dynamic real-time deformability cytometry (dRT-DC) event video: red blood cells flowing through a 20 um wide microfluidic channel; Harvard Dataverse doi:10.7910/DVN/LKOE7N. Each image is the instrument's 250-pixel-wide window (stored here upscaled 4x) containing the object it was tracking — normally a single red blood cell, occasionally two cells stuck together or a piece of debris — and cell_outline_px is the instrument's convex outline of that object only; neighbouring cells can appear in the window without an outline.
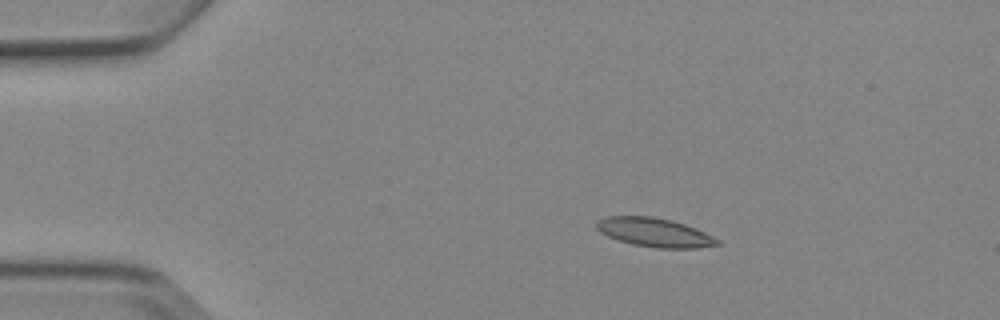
{"species": "Egyptian fruit bat (a non-hibernating species)", "species_latin": "Rousettus aegyptiacus", "temperature_condition": "cold", "stored_images_in_passage": 5, "camera_frame_rate_fps": 3000, "um_per_image_px": 0.085, "animal": {"sex": "female"}, "frame": {"image": 1, "passage_image": 3, "time_ms": 2.333, "image_size_px": [1000, 320], "cell_outline_px": [[720, 244], [696, 248], [656, 248], [632, 244], [616, 240], [600, 232], [596, 228], [596, 220], [608, 216], [652, 216], [672, 220], [696, 228], [720, 240]], "centroid_in_image_um": [55.61, 19.75], "position_along_channel_um": 29.4, "area_um2": 20.4}}
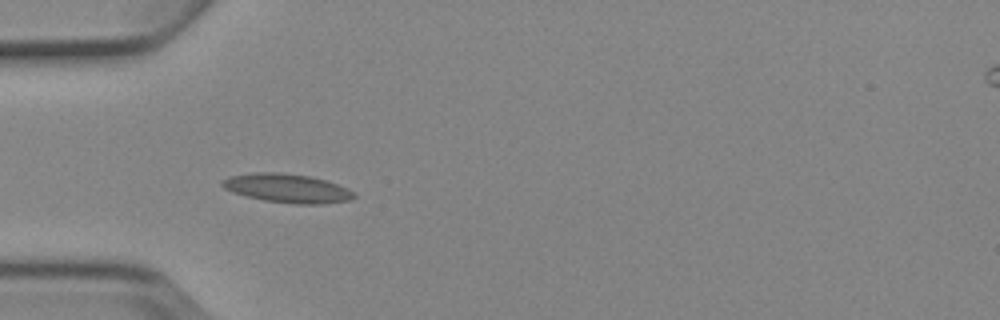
{"frame": {"image": 2, "passage_image": 5, "time_ms": 4.667, "image_size_px": [1000, 320], "cell_outline_px": [[356, 196], [352, 200], [324, 204], [292, 204], [264, 200], [244, 196], [232, 192], [224, 188], [220, 184], [220, 180], [228, 176], [252, 172], [280, 172], [308, 176], [324, 180], [348, 188], [356, 192]], "centroid_in_image_um": [24.39, 16.0], "position_along_channel_um": 60.6, "area_um2": 22.48}}